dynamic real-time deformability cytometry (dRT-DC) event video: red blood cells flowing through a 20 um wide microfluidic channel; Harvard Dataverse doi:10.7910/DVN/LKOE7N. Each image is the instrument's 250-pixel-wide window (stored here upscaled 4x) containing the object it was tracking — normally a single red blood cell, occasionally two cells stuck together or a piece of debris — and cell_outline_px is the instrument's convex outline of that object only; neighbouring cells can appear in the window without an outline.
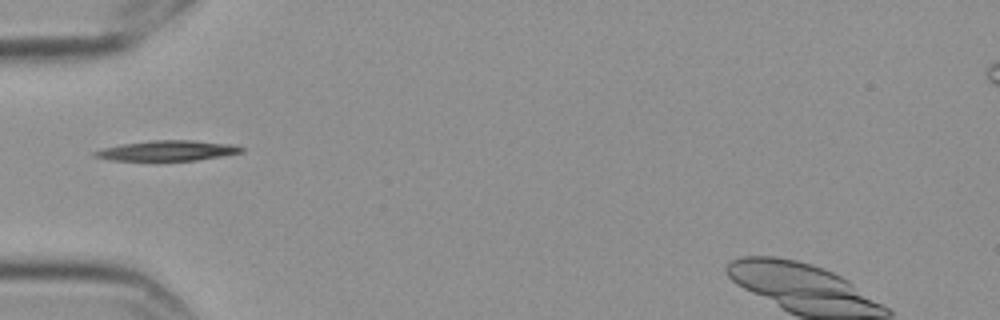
{"species": "Egyptian fruit bat (a non-hibernating species)", "species_latin": "Rousettus aegyptiacus", "temperature_condition": "cold", "stored_images_in_passage": 2, "camera_frame_rate_fps": 3000, "um_per_image_px": 0.085, "frame": {"image": 1, "passage_image": 2, "time_ms": 0.333, "image_size_px": [1000, 320], "cell_outline_px": [[244, 152], [196, 160], [108, 160], [92, 156], [92, 152], [104, 148], [120, 144], [152, 140], [192, 140], [228, 144], [244, 148]], "centroid_in_image_um": [14.17, 12.8], "position_along_channel_um": 70.8, "area_um2": 17.11}}